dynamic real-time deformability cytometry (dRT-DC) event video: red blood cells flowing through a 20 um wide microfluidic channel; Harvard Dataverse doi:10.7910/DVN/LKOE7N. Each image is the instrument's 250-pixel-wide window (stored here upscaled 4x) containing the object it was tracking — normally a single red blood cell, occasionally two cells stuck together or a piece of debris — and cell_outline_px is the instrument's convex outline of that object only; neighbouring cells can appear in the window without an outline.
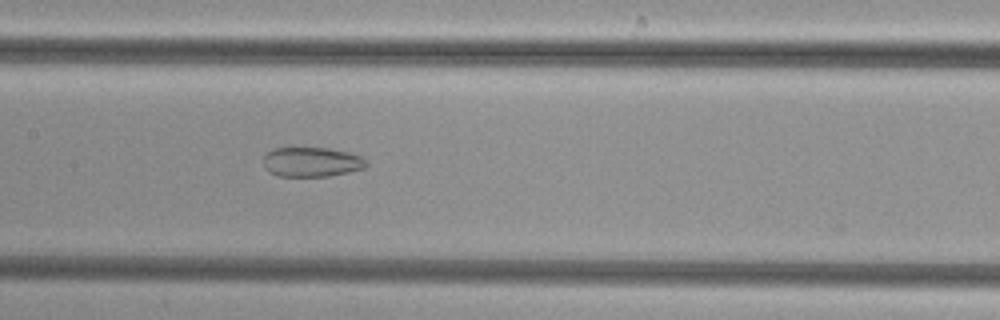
{"species": "common noctule bat (a hibernating species)", "species_latin": "Nyctalus noctula", "temperature_condition": "cold", "stored_images_in_passage": 51, "camera_frame_rate_fps": 3000, "um_per_image_px": 0.085, "animal": {"sex": "female", "body_mass_g": 29.2, "forearm_length_mm": 56.3}, "frame": {"image": 1, "passage_image": 25, "time_ms": 8.0, "image_size_px": [1000, 320], "cell_outline_px": [[368, 164], [364, 168], [348, 172], [328, 176], [276, 176], [268, 172], [264, 168], [264, 156], [272, 148], [328, 148], [352, 152], [364, 156]], "centroid_in_image_um": [26.51, 13.76], "position_along_channel_um": 180.9, "area_um2": 18.03}}
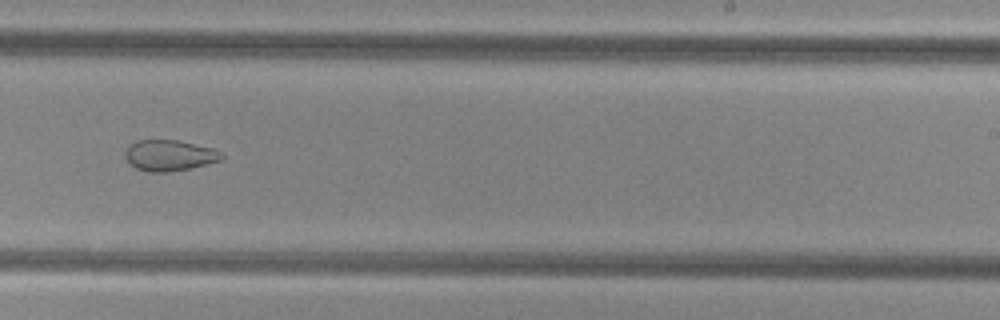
{"frame": {"image": 2, "passage_image": 32, "time_ms": 10.333, "image_size_px": [1000, 320], "cell_outline_px": [[224, 160], [192, 168], [168, 172], [148, 172], [136, 168], [124, 156], [124, 152], [128, 144], [136, 140], [176, 140], [212, 148], [224, 152]], "centroid_in_image_um": [14.43, 13.21], "position_along_channel_um": 274.6, "area_um2": 17.63}}
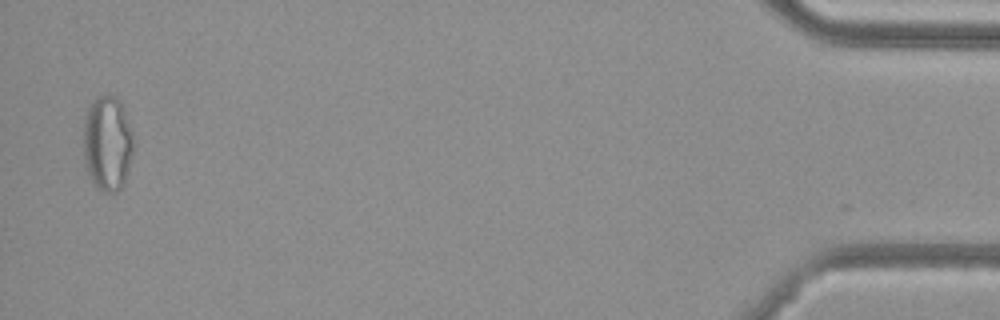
{"frame": {"image": 3, "passage_image": 50, "time_ms": 16.333, "image_size_px": [1000, 320], "cell_outline_px": [[132, 156], [124, 184], [116, 192], [104, 192], [92, 180], [88, 172], [84, 160], [84, 120], [88, 108], [100, 96], [116, 96], [120, 100], [124, 108], [132, 132]], "centroid_in_image_um": [9.15, 12.18], "position_along_channel_um": 426.1, "area_um2": 27.34}}